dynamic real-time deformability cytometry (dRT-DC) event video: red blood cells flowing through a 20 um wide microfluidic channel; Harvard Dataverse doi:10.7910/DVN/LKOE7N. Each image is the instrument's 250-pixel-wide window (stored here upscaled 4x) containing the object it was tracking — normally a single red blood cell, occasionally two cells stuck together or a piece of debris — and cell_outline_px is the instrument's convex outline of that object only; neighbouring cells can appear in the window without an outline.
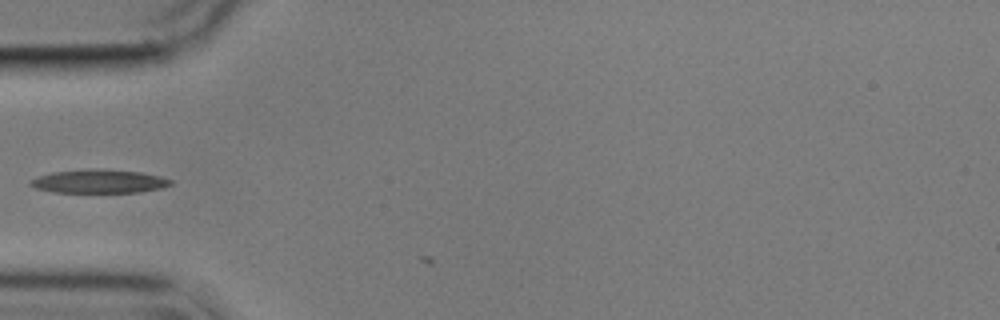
{"species": "common noctule bat (a hibernating species)", "species_latin": "Nyctalus noctula", "temperature_condition": "cold", "stored_images_in_passage": 4, "camera_frame_rate_fps": 3000, "um_per_image_px": 0.085, "animal": {"sex": "male", "body_mass_g": 17.9}, "frame": {"image": 1, "passage_image": 3, "time_ms": 0.667, "image_size_px": [1000, 320], "cell_outline_px": [[172, 184], [160, 188], [140, 192], [52, 192], [36, 188], [28, 184], [28, 180], [36, 176], [52, 172], [88, 168], [104, 168], [140, 172], [160, 176], [172, 180]], "centroid_in_image_um": [8.36, 15.39], "position_along_channel_um": 76.6, "area_um2": 19.54}}